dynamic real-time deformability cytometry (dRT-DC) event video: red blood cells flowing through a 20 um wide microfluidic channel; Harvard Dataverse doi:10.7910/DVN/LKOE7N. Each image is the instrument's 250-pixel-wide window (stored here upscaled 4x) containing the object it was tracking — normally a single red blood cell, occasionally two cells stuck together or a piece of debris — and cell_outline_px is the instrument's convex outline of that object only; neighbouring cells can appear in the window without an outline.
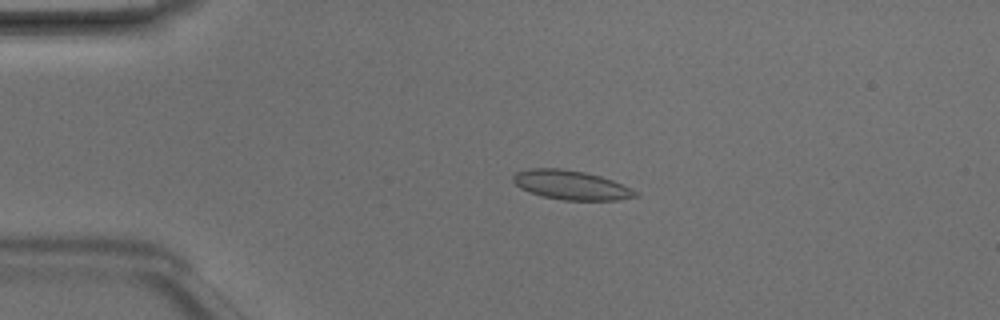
{"species": "Egyptian fruit bat (a non-hibernating species)", "species_latin": "Rousettus aegyptiacus", "temperature_condition": "room temperature", "stored_images_in_passage": 49, "camera_frame_rate_fps": 3000, "um_per_image_px": 0.085, "animal": {"sex": "male"}, "frame": {"image": 1, "passage_image": 11, "time_ms": 3.333, "image_size_px": [1000, 320], "cell_outline_px": [[640, 192], [636, 196], [616, 200], [564, 200], [540, 196], [528, 192], [520, 188], [512, 180], [512, 176], [516, 172], [528, 168], [560, 168], [584, 172], [600, 176], [612, 180]], "centroid_in_image_um": [48.5, 15.72], "position_along_channel_um": 36.5, "area_um2": 20.87}}
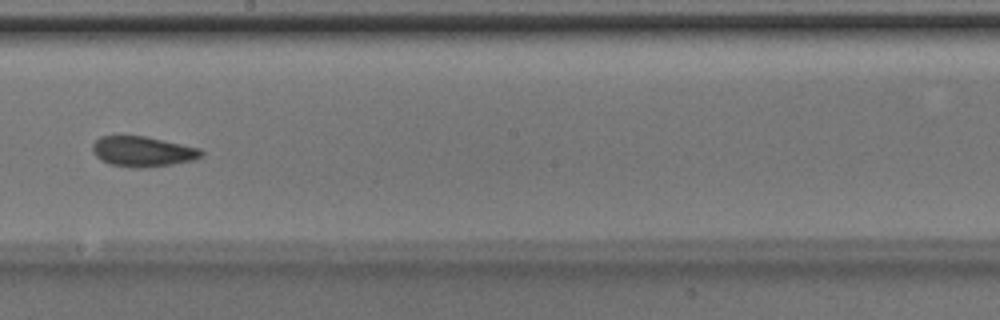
{"frame": {"image": 2, "passage_image": 28, "time_ms": 9.0, "image_size_px": [1000, 320], "cell_outline_px": [[204, 156], [192, 160], [172, 164], [144, 168], [136, 168], [112, 164], [100, 160], [92, 152], [92, 144], [100, 136], [144, 136], [200, 148], [204, 152]], "centroid_in_image_um": [12.13, 12.88], "position_along_channel_um": 236.1, "area_um2": 19.13}}
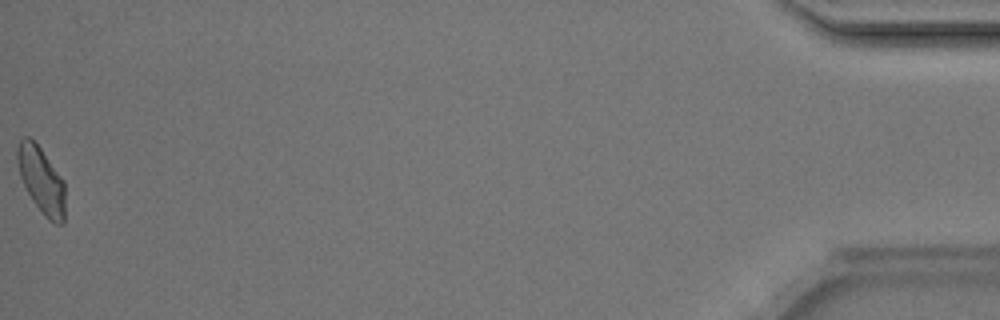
{"frame": {"image": 3, "passage_image": 49, "time_ms": 16.0, "image_size_px": [1000, 320], "cell_outline_px": [[64, 224], [56, 224], [48, 220], [44, 216], [32, 200], [20, 176], [16, 156], [16, 148], [20, 140], [24, 136], [28, 136], [40, 148], [64, 180]], "centroid_in_image_um": [3.51, 15.33], "position_along_channel_um": 431.7, "area_um2": 18.38}, "authors_computed_cell_mechanics": {"area_um2": 19.1896, "velocity_mm_per_s": 4.1957, "shape_relaxation_time_tau1_ms": 10.0382, "shape_relaxation_time_tau2_ms": 3.5387, "deformation_change_tau1": 0.1747, "deformation_change_tau2": 0.0589}}